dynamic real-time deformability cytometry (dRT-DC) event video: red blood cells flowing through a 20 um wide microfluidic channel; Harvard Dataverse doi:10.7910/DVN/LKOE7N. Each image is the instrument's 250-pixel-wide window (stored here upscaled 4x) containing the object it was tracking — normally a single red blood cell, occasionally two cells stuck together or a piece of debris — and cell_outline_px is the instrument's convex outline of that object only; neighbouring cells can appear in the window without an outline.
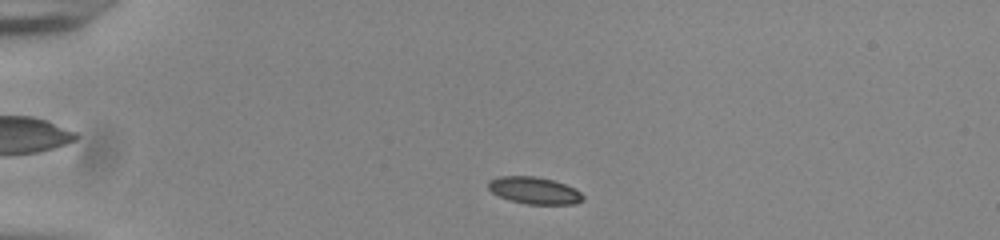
{"species": "common noctule bat (a hibernating species)", "species_latin": "Nyctalus noctula", "temperature_condition": "room temperature", "stored_images_in_passage": 46, "camera_frame_rate_fps": 3000, "um_per_image_px": 0.085, "animal": {"sex": "male", "body_mass_g": 20.0, "forearm_length_mm": 53.3}, "frame": {"image": 1, "passage_image": 5, "time_ms": 1.333, "image_size_px": [1000, 240], "cell_outline_px": [[584, 200], [576, 204], [524, 204], [508, 200], [492, 192], [488, 188], [488, 180], [500, 176], [536, 176], [552, 180], [576, 188], [584, 196]], "centroid_in_image_um": [45.42, 16.19], "position_along_channel_um": 39.6, "area_um2": 15.03}}
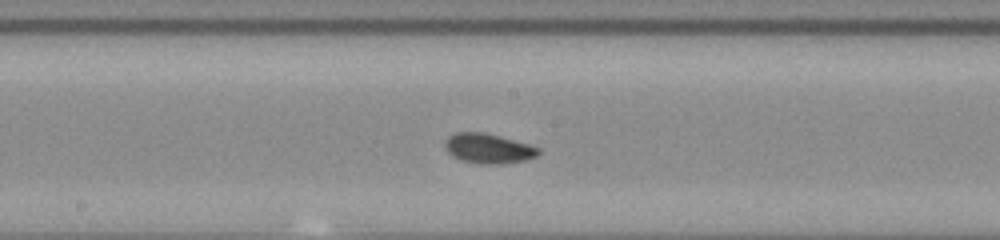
{"frame": {"image": 2, "passage_image": 22, "time_ms": 7.0, "image_size_px": [1000, 240], "cell_outline_px": [[540, 152], [536, 156], [528, 160], [500, 164], [476, 164], [460, 160], [452, 156], [448, 152], [444, 144], [444, 140], [448, 136], [456, 132], [484, 132], [500, 136], [528, 144], [540, 148]], "centroid_in_image_um": [41.49, 12.63], "position_along_channel_um": 206.7, "area_um2": 16.47}}
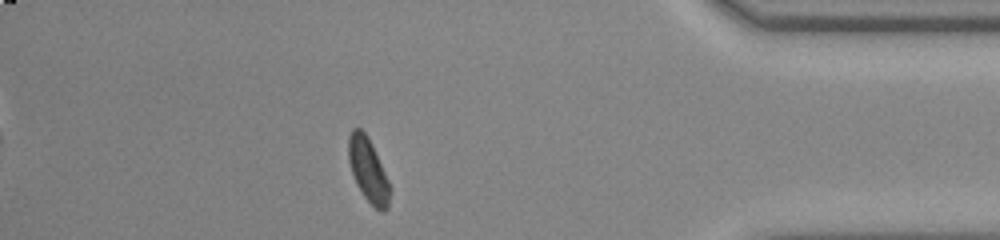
{"frame": {"image": 3, "passage_image": 40, "time_ms": 13.0, "image_size_px": [1000, 240], "cell_outline_px": [[392, 188], [388, 208], [384, 212], [380, 212], [364, 196], [356, 184], [348, 160], [348, 136], [352, 128], [360, 128], [368, 136], [372, 144]], "centroid_in_image_um": [31.31, 14.46], "position_along_channel_um": 403.9, "area_um2": 15.55}, "authors_computed_cell_mechanics": {"area_um2": 15.5193, "velocity_mm_per_s": 3.8257, "shape_relaxation_time_tau1_ms": 4.0507, "shape_relaxation_time_tau2_ms": 4.3528, "deformation_change_tau1": 0.0789, "deformation_change_tau2": 0.0775}}